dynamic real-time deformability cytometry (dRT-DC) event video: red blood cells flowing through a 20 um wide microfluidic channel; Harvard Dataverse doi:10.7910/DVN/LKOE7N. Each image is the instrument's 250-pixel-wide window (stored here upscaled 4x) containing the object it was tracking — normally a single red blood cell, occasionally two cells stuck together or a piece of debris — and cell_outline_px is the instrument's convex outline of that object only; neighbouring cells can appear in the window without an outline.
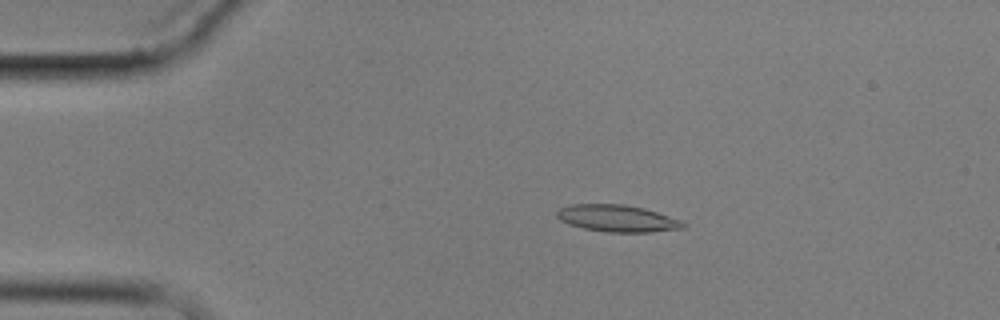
{"species": "common noctule bat (a hibernating species)", "species_latin": "Nyctalus noctula", "temperature_condition": "cold", "stored_images_in_passage": 8, "camera_frame_rate_fps": 3000, "um_per_image_px": 0.085, "animal": {"sex": "male", "body_mass_g": 17.9}, "frame": {"image": 1, "passage_image": 4, "time_ms": 3.333, "image_size_px": [1000, 320], "cell_outline_px": [[688, 224], [684, 228], [652, 232], [608, 232], [584, 228], [568, 224], [560, 220], [556, 216], [556, 212], [560, 208], [572, 204], [624, 204], [644, 208], [680, 220]], "centroid_in_image_um": [52.47, 18.56], "position_along_channel_um": 32.5, "area_um2": 19.77}}
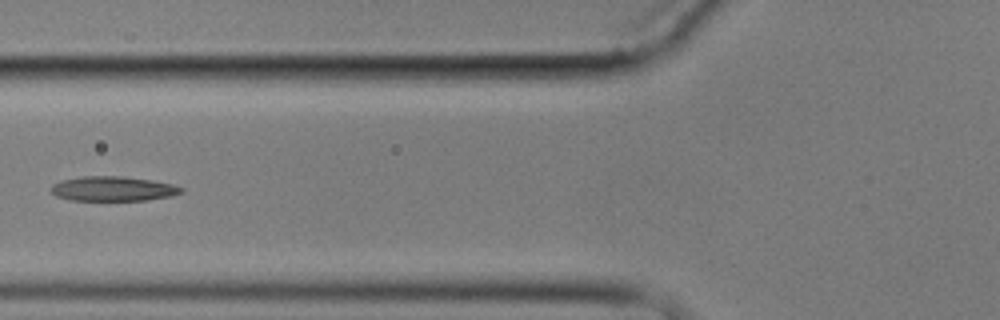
{"frame": {"image": 2, "passage_image": 7, "time_ms": 7.0, "image_size_px": [1000, 320], "cell_outline_px": [[184, 192], [172, 196], [148, 200], [72, 200], [56, 196], [48, 188], [52, 184], [60, 180], [84, 176], [124, 176], [152, 180], [172, 184], [184, 188]], "centroid_in_image_um": [9.61, 16.04], "position_along_channel_um": 116.2, "area_um2": 18.9}}
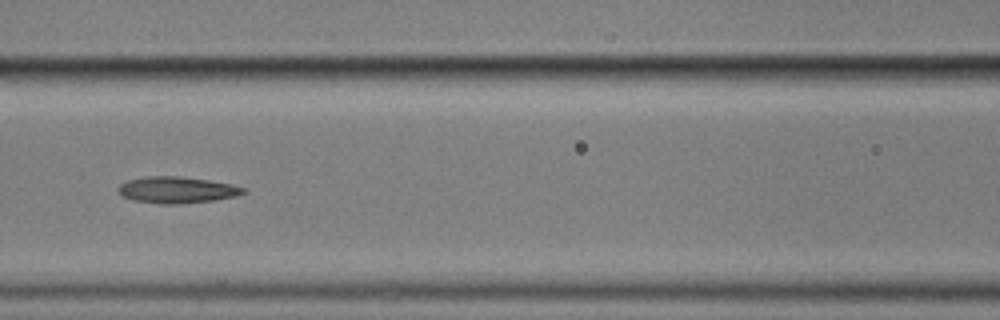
{"frame": {"image": 3, "passage_image": 8, "time_ms": 8.0, "image_size_px": [1000, 320], "cell_outline_px": [[248, 192], [236, 196], [212, 200], [180, 204], [160, 204], [132, 200], [124, 196], [116, 188], [120, 184], [128, 180], [144, 176], [180, 176], [208, 180], [232, 184], [244, 188]], "centroid_in_image_um": [15.03, 16.14], "position_along_channel_um": 151.6, "area_um2": 19.31}}